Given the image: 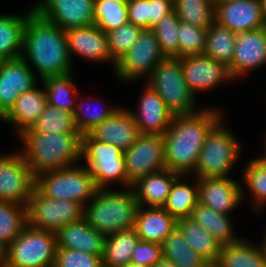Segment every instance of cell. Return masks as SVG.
Instances as JSON below:
<instances>
[{
    "mask_svg": "<svg viewBox=\"0 0 266 267\" xmlns=\"http://www.w3.org/2000/svg\"><path fill=\"white\" fill-rule=\"evenodd\" d=\"M217 108L203 107L192 114L174 115L164 134L166 169L183 177L195 169L210 131L223 120Z\"/></svg>",
    "mask_w": 266,
    "mask_h": 267,
    "instance_id": "obj_1",
    "label": "cell"
},
{
    "mask_svg": "<svg viewBox=\"0 0 266 267\" xmlns=\"http://www.w3.org/2000/svg\"><path fill=\"white\" fill-rule=\"evenodd\" d=\"M20 58L29 65L32 63L41 80L73 72L65 30L35 11L24 27Z\"/></svg>",
    "mask_w": 266,
    "mask_h": 267,
    "instance_id": "obj_2",
    "label": "cell"
},
{
    "mask_svg": "<svg viewBox=\"0 0 266 267\" xmlns=\"http://www.w3.org/2000/svg\"><path fill=\"white\" fill-rule=\"evenodd\" d=\"M81 133L37 132L32 127L18 136L20 152L34 176L77 164L81 159Z\"/></svg>",
    "mask_w": 266,
    "mask_h": 267,
    "instance_id": "obj_3",
    "label": "cell"
},
{
    "mask_svg": "<svg viewBox=\"0 0 266 267\" xmlns=\"http://www.w3.org/2000/svg\"><path fill=\"white\" fill-rule=\"evenodd\" d=\"M138 203L132 188L99 189L84 206V219L105 236L134 228Z\"/></svg>",
    "mask_w": 266,
    "mask_h": 267,
    "instance_id": "obj_4",
    "label": "cell"
},
{
    "mask_svg": "<svg viewBox=\"0 0 266 267\" xmlns=\"http://www.w3.org/2000/svg\"><path fill=\"white\" fill-rule=\"evenodd\" d=\"M35 188L46 197L72 200L83 207L99 190L87 167L79 163L38 174Z\"/></svg>",
    "mask_w": 266,
    "mask_h": 267,
    "instance_id": "obj_5",
    "label": "cell"
},
{
    "mask_svg": "<svg viewBox=\"0 0 266 267\" xmlns=\"http://www.w3.org/2000/svg\"><path fill=\"white\" fill-rule=\"evenodd\" d=\"M222 121L207 135L193 171L195 178L229 177L233 167L239 162L237 160L242 155V145Z\"/></svg>",
    "mask_w": 266,
    "mask_h": 267,
    "instance_id": "obj_6",
    "label": "cell"
},
{
    "mask_svg": "<svg viewBox=\"0 0 266 267\" xmlns=\"http://www.w3.org/2000/svg\"><path fill=\"white\" fill-rule=\"evenodd\" d=\"M82 158L99 189H108L114 182L123 184L124 188L132 187L127 178L124 151L120 148L82 134Z\"/></svg>",
    "mask_w": 266,
    "mask_h": 267,
    "instance_id": "obj_7",
    "label": "cell"
},
{
    "mask_svg": "<svg viewBox=\"0 0 266 267\" xmlns=\"http://www.w3.org/2000/svg\"><path fill=\"white\" fill-rule=\"evenodd\" d=\"M146 83L159 94L174 115L192 114L201 110L196 109V96L184 80L178 58L166 57L154 68Z\"/></svg>",
    "mask_w": 266,
    "mask_h": 267,
    "instance_id": "obj_8",
    "label": "cell"
},
{
    "mask_svg": "<svg viewBox=\"0 0 266 267\" xmlns=\"http://www.w3.org/2000/svg\"><path fill=\"white\" fill-rule=\"evenodd\" d=\"M57 250L56 233L28 224L8 245L3 267H54Z\"/></svg>",
    "mask_w": 266,
    "mask_h": 267,
    "instance_id": "obj_9",
    "label": "cell"
},
{
    "mask_svg": "<svg viewBox=\"0 0 266 267\" xmlns=\"http://www.w3.org/2000/svg\"><path fill=\"white\" fill-rule=\"evenodd\" d=\"M84 218V207L72 200L52 199L36 188L27 204V224L41 230L57 232L67 224Z\"/></svg>",
    "mask_w": 266,
    "mask_h": 267,
    "instance_id": "obj_10",
    "label": "cell"
},
{
    "mask_svg": "<svg viewBox=\"0 0 266 267\" xmlns=\"http://www.w3.org/2000/svg\"><path fill=\"white\" fill-rule=\"evenodd\" d=\"M152 29H143L136 43L116 62L114 73L121 82L129 83L146 76L165 59Z\"/></svg>",
    "mask_w": 266,
    "mask_h": 267,
    "instance_id": "obj_11",
    "label": "cell"
},
{
    "mask_svg": "<svg viewBox=\"0 0 266 267\" xmlns=\"http://www.w3.org/2000/svg\"><path fill=\"white\" fill-rule=\"evenodd\" d=\"M35 188V176L18 150L0 154V201L27 205Z\"/></svg>",
    "mask_w": 266,
    "mask_h": 267,
    "instance_id": "obj_12",
    "label": "cell"
},
{
    "mask_svg": "<svg viewBox=\"0 0 266 267\" xmlns=\"http://www.w3.org/2000/svg\"><path fill=\"white\" fill-rule=\"evenodd\" d=\"M128 181L133 185L148 174L166 169L165 142L161 135L140 134L124 151Z\"/></svg>",
    "mask_w": 266,
    "mask_h": 267,
    "instance_id": "obj_13",
    "label": "cell"
},
{
    "mask_svg": "<svg viewBox=\"0 0 266 267\" xmlns=\"http://www.w3.org/2000/svg\"><path fill=\"white\" fill-rule=\"evenodd\" d=\"M35 12L62 30L94 24L95 0H38Z\"/></svg>",
    "mask_w": 266,
    "mask_h": 267,
    "instance_id": "obj_14",
    "label": "cell"
},
{
    "mask_svg": "<svg viewBox=\"0 0 266 267\" xmlns=\"http://www.w3.org/2000/svg\"><path fill=\"white\" fill-rule=\"evenodd\" d=\"M23 59L0 60V121L9 113L20 94L37 86V76Z\"/></svg>",
    "mask_w": 266,
    "mask_h": 267,
    "instance_id": "obj_15",
    "label": "cell"
},
{
    "mask_svg": "<svg viewBox=\"0 0 266 267\" xmlns=\"http://www.w3.org/2000/svg\"><path fill=\"white\" fill-rule=\"evenodd\" d=\"M178 59L181 61L184 80L195 96L198 92H209L223 82L234 80L228 67L204 54Z\"/></svg>",
    "mask_w": 266,
    "mask_h": 267,
    "instance_id": "obj_16",
    "label": "cell"
},
{
    "mask_svg": "<svg viewBox=\"0 0 266 267\" xmlns=\"http://www.w3.org/2000/svg\"><path fill=\"white\" fill-rule=\"evenodd\" d=\"M215 22L232 32L264 28L260 0H227L215 5Z\"/></svg>",
    "mask_w": 266,
    "mask_h": 267,
    "instance_id": "obj_17",
    "label": "cell"
},
{
    "mask_svg": "<svg viewBox=\"0 0 266 267\" xmlns=\"http://www.w3.org/2000/svg\"><path fill=\"white\" fill-rule=\"evenodd\" d=\"M199 202L221 214L230 215L243 202L242 182L229 177L197 178Z\"/></svg>",
    "mask_w": 266,
    "mask_h": 267,
    "instance_id": "obj_18",
    "label": "cell"
},
{
    "mask_svg": "<svg viewBox=\"0 0 266 267\" xmlns=\"http://www.w3.org/2000/svg\"><path fill=\"white\" fill-rule=\"evenodd\" d=\"M138 103V111L130 110V112L140 134L164 136L174 114L167 108L159 94L146 84Z\"/></svg>",
    "mask_w": 266,
    "mask_h": 267,
    "instance_id": "obj_19",
    "label": "cell"
},
{
    "mask_svg": "<svg viewBox=\"0 0 266 267\" xmlns=\"http://www.w3.org/2000/svg\"><path fill=\"white\" fill-rule=\"evenodd\" d=\"M68 51L73 62L74 54L88 61L111 62L113 70L115 63L111 60L108 49L107 34L99 29L95 24L70 28L65 30Z\"/></svg>",
    "mask_w": 266,
    "mask_h": 267,
    "instance_id": "obj_20",
    "label": "cell"
},
{
    "mask_svg": "<svg viewBox=\"0 0 266 267\" xmlns=\"http://www.w3.org/2000/svg\"><path fill=\"white\" fill-rule=\"evenodd\" d=\"M266 64V31L264 28L237 33L232 60V78L236 80ZM236 78V79H235Z\"/></svg>",
    "mask_w": 266,
    "mask_h": 267,
    "instance_id": "obj_21",
    "label": "cell"
},
{
    "mask_svg": "<svg viewBox=\"0 0 266 267\" xmlns=\"http://www.w3.org/2000/svg\"><path fill=\"white\" fill-rule=\"evenodd\" d=\"M92 139L112 144L125 151L140 135L130 109L120 107L111 117L87 133Z\"/></svg>",
    "mask_w": 266,
    "mask_h": 267,
    "instance_id": "obj_22",
    "label": "cell"
},
{
    "mask_svg": "<svg viewBox=\"0 0 266 267\" xmlns=\"http://www.w3.org/2000/svg\"><path fill=\"white\" fill-rule=\"evenodd\" d=\"M106 236L97 232L83 218L70 223L56 232L57 247L83 251L92 255L103 256Z\"/></svg>",
    "mask_w": 266,
    "mask_h": 267,
    "instance_id": "obj_23",
    "label": "cell"
},
{
    "mask_svg": "<svg viewBox=\"0 0 266 267\" xmlns=\"http://www.w3.org/2000/svg\"><path fill=\"white\" fill-rule=\"evenodd\" d=\"M180 174L169 169L148 174L132 185L139 207H163L174 181Z\"/></svg>",
    "mask_w": 266,
    "mask_h": 267,
    "instance_id": "obj_24",
    "label": "cell"
},
{
    "mask_svg": "<svg viewBox=\"0 0 266 267\" xmlns=\"http://www.w3.org/2000/svg\"><path fill=\"white\" fill-rule=\"evenodd\" d=\"M47 104L45 90L39 89L37 85L20 94L13 108L1 121L13 126L19 136L37 122Z\"/></svg>",
    "mask_w": 266,
    "mask_h": 267,
    "instance_id": "obj_25",
    "label": "cell"
},
{
    "mask_svg": "<svg viewBox=\"0 0 266 267\" xmlns=\"http://www.w3.org/2000/svg\"><path fill=\"white\" fill-rule=\"evenodd\" d=\"M176 221L162 207H138L134 229L140 240L162 244L176 228Z\"/></svg>",
    "mask_w": 266,
    "mask_h": 267,
    "instance_id": "obj_26",
    "label": "cell"
},
{
    "mask_svg": "<svg viewBox=\"0 0 266 267\" xmlns=\"http://www.w3.org/2000/svg\"><path fill=\"white\" fill-rule=\"evenodd\" d=\"M217 267H266V249L263 244L254 245L247 239L224 245L221 248Z\"/></svg>",
    "mask_w": 266,
    "mask_h": 267,
    "instance_id": "obj_27",
    "label": "cell"
},
{
    "mask_svg": "<svg viewBox=\"0 0 266 267\" xmlns=\"http://www.w3.org/2000/svg\"><path fill=\"white\" fill-rule=\"evenodd\" d=\"M34 11L31 6L24 15L0 14V60L20 58L24 27Z\"/></svg>",
    "mask_w": 266,
    "mask_h": 267,
    "instance_id": "obj_28",
    "label": "cell"
},
{
    "mask_svg": "<svg viewBox=\"0 0 266 267\" xmlns=\"http://www.w3.org/2000/svg\"><path fill=\"white\" fill-rule=\"evenodd\" d=\"M190 218L204 227L221 246L229 245L241 239L236 236V232L233 230L234 224L230 215L218 213L200 202L192 210Z\"/></svg>",
    "mask_w": 266,
    "mask_h": 267,
    "instance_id": "obj_29",
    "label": "cell"
},
{
    "mask_svg": "<svg viewBox=\"0 0 266 267\" xmlns=\"http://www.w3.org/2000/svg\"><path fill=\"white\" fill-rule=\"evenodd\" d=\"M176 227L197 254L201 255L210 264L217 263L222 246L204 227L191 218L178 219Z\"/></svg>",
    "mask_w": 266,
    "mask_h": 267,
    "instance_id": "obj_30",
    "label": "cell"
},
{
    "mask_svg": "<svg viewBox=\"0 0 266 267\" xmlns=\"http://www.w3.org/2000/svg\"><path fill=\"white\" fill-rule=\"evenodd\" d=\"M139 240L134 228L106 236L102 256L103 267H123L129 264Z\"/></svg>",
    "mask_w": 266,
    "mask_h": 267,
    "instance_id": "obj_31",
    "label": "cell"
},
{
    "mask_svg": "<svg viewBox=\"0 0 266 267\" xmlns=\"http://www.w3.org/2000/svg\"><path fill=\"white\" fill-rule=\"evenodd\" d=\"M237 33L214 22L206 34L204 55L223 63L232 77V60L236 47Z\"/></svg>",
    "mask_w": 266,
    "mask_h": 267,
    "instance_id": "obj_32",
    "label": "cell"
},
{
    "mask_svg": "<svg viewBox=\"0 0 266 267\" xmlns=\"http://www.w3.org/2000/svg\"><path fill=\"white\" fill-rule=\"evenodd\" d=\"M73 72L62 76H50L43 79L47 103L73 113L78 101V90L75 85Z\"/></svg>",
    "mask_w": 266,
    "mask_h": 267,
    "instance_id": "obj_33",
    "label": "cell"
},
{
    "mask_svg": "<svg viewBox=\"0 0 266 267\" xmlns=\"http://www.w3.org/2000/svg\"><path fill=\"white\" fill-rule=\"evenodd\" d=\"M180 175L173 183L163 209L176 220L190 218L192 210L199 203V185L196 180L193 185L182 182Z\"/></svg>",
    "mask_w": 266,
    "mask_h": 267,
    "instance_id": "obj_34",
    "label": "cell"
},
{
    "mask_svg": "<svg viewBox=\"0 0 266 267\" xmlns=\"http://www.w3.org/2000/svg\"><path fill=\"white\" fill-rule=\"evenodd\" d=\"M163 257L177 267H208L210 263L197 254L176 227L162 242Z\"/></svg>",
    "mask_w": 266,
    "mask_h": 267,
    "instance_id": "obj_35",
    "label": "cell"
},
{
    "mask_svg": "<svg viewBox=\"0 0 266 267\" xmlns=\"http://www.w3.org/2000/svg\"><path fill=\"white\" fill-rule=\"evenodd\" d=\"M129 22L127 2L121 0H95L94 24L108 33Z\"/></svg>",
    "mask_w": 266,
    "mask_h": 267,
    "instance_id": "obj_36",
    "label": "cell"
},
{
    "mask_svg": "<svg viewBox=\"0 0 266 267\" xmlns=\"http://www.w3.org/2000/svg\"><path fill=\"white\" fill-rule=\"evenodd\" d=\"M174 10L180 21L202 28H209L215 22L212 0H177Z\"/></svg>",
    "mask_w": 266,
    "mask_h": 267,
    "instance_id": "obj_37",
    "label": "cell"
},
{
    "mask_svg": "<svg viewBox=\"0 0 266 267\" xmlns=\"http://www.w3.org/2000/svg\"><path fill=\"white\" fill-rule=\"evenodd\" d=\"M27 225V205L0 201V239L8 245Z\"/></svg>",
    "mask_w": 266,
    "mask_h": 267,
    "instance_id": "obj_38",
    "label": "cell"
},
{
    "mask_svg": "<svg viewBox=\"0 0 266 267\" xmlns=\"http://www.w3.org/2000/svg\"><path fill=\"white\" fill-rule=\"evenodd\" d=\"M243 170V183L254 199L251 209L259 212L266 205V162L260 157L250 159Z\"/></svg>",
    "mask_w": 266,
    "mask_h": 267,
    "instance_id": "obj_39",
    "label": "cell"
},
{
    "mask_svg": "<svg viewBox=\"0 0 266 267\" xmlns=\"http://www.w3.org/2000/svg\"><path fill=\"white\" fill-rule=\"evenodd\" d=\"M32 128L37 132L80 133L75 126L71 112L49 104Z\"/></svg>",
    "mask_w": 266,
    "mask_h": 267,
    "instance_id": "obj_40",
    "label": "cell"
},
{
    "mask_svg": "<svg viewBox=\"0 0 266 267\" xmlns=\"http://www.w3.org/2000/svg\"><path fill=\"white\" fill-rule=\"evenodd\" d=\"M91 101H95L96 103H98V100L94 98H92ZM80 102L77 101L76 108L72 114L75 126L81 134H87L95 126L101 124L107 118L111 117L121 107L112 105H101L102 109L95 107V109H97L95 110L93 109L94 105L90 106L89 102L86 101L85 103L82 100ZM84 107H86L88 110Z\"/></svg>",
    "mask_w": 266,
    "mask_h": 267,
    "instance_id": "obj_41",
    "label": "cell"
},
{
    "mask_svg": "<svg viewBox=\"0 0 266 267\" xmlns=\"http://www.w3.org/2000/svg\"><path fill=\"white\" fill-rule=\"evenodd\" d=\"M179 17L175 10L164 16L152 30L165 57L178 58Z\"/></svg>",
    "mask_w": 266,
    "mask_h": 267,
    "instance_id": "obj_42",
    "label": "cell"
},
{
    "mask_svg": "<svg viewBox=\"0 0 266 267\" xmlns=\"http://www.w3.org/2000/svg\"><path fill=\"white\" fill-rule=\"evenodd\" d=\"M207 29L179 21L178 58L204 54Z\"/></svg>",
    "mask_w": 266,
    "mask_h": 267,
    "instance_id": "obj_43",
    "label": "cell"
},
{
    "mask_svg": "<svg viewBox=\"0 0 266 267\" xmlns=\"http://www.w3.org/2000/svg\"><path fill=\"white\" fill-rule=\"evenodd\" d=\"M143 29L131 22L123 24L119 28L107 34L108 49L113 63L116 62L136 43Z\"/></svg>",
    "mask_w": 266,
    "mask_h": 267,
    "instance_id": "obj_44",
    "label": "cell"
},
{
    "mask_svg": "<svg viewBox=\"0 0 266 267\" xmlns=\"http://www.w3.org/2000/svg\"><path fill=\"white\" fill-rule=\"evenodd\" d=\"M54 267H103L102 257L57 247Z\"/></svg>",
    "mask_w": 266,
    "mask_h": 267,
    "instance_id": "obj_45",
    "label": "cell"
},
{
    "mask_svg": "<svg viewBox=\"0 0 266 267\" xmlns=\"http://www.w3.org/2000/svg\"><path fill=\"white\" fill-rule=\"evenodd\" d=\"M162 258L161 244L139 240L132 252L130 262L153 267Z\"/></svg>",
    "mask_w": 266,
    "mask_h": 267,
    "instance_id": "obj_46",
    "label": "cell"
},
{
    "mask_svg": "<svg viewBox=\"0 0 266 267\" xmlns=\"http://www.w3.org/2000/svg\"><path fill=\"white\" fill-rule=\"evenodd\" d=\"M127 6L129 22L142 29H149V0H129Z\"/></svg>",
    "mask_w": 266,
    "mask_h": 267,
    "instance_id": "obj_47",
    "label": "cell"
},
{
    "mask_svg": "<svg viewBox=\"0 0 266 267\" xmlns=\"http://www.w3.org/2000/svg\"><path fill=\"white\" fill-rule=\"evenodd\" d=\"M174 10V5L164 0H149V29H152L167 14Z\"/></svg>",
    "mask_w": 266,
    "mask_h": 267,
    "instance_id": "obj_48",
    "label": "cell"
},
{
    "mask_svg": "<svg viewBox=\"0 0 266 267\" xmlns=\"http://www.w3.org/2000/svg\"><path fill=\"white\" fill-rule=\"evenodd\" d=\"M8 256V244L0 239V267H3L6 263Z\"/></svg>",
    "mask_w": 266,
    "mask_h": 267,
    "instance_id": "obj_49",
    "label": "cell"
},
{
    "mask_svg": "<svg viewBox=\"0 0 266 267\" xmlns=\"http://www.w3.org/2000/svg\"><path fill=\"white\" fill-rule=\"evenodd\" d=\"M153 267H177L172 261L163 257Z\"/></svg>",
    "mask_w": 266,
    "mask_h": 267,
    "instance_id": "obj_50",
    "label": "cell"
},
{
    "mask_svg": "<svg viewBox=\"0 0 266 267\" xmlns=\"http://www.w3.org/2000/svg\"><path fill=\"white\" fill-rule=\"evenodd\" d=\"M260 2H261L263 18H264V20L266 22V0H260Z\"/></svg>",
    "mask_w": 266,
    "mask_h": 267,
    "instance_id": "obj_51",
    "label": "cell"
},
{
    "mask_svg": "<svg viewBox=\"0 0 266 267\" xmlns=\"http://www.w3.org/2000/svg\"><path fill=\"white\" fill-rule=\"evenodd\" d=\"M123 267H147V266L130 262L129 264H127V265H125Z\"/></svg>",
    "mask_w": 266,
    "mask_h": 267,
    "instance_id": "obj_52",
    "label": "cell"
},
{
    "mask_svg": "<svg viewBox=\"0 0 266 267\" xmlns=\"http://www.w3.org/2000/svg\"><path fill=\"white\" fill-rule=\"evenodd\" d=\"M264 145H265V148H266V143H265ZM260 158H261L264 162H266V149H265V151H264V154L261 155Z\"/></svg>",
    "mask_w": 266,
    "mask_h": 267,
    "instance_id": "obj_53",
    "label": "cell"
},
{
    "mask_svg": "<svg viewBox=\"0 0 266 267\" xmlns=\"http://www.w3.org/2000/svg\"><path fill=\"white\" fill-rule=\"evenodd\" d=\"M224 1H227V0H212V2H213L214 5H217L220 2H224Z\"/></svg>",
    "mask_w": 266,
    "mask_h": 267,
    "instance_id": "obj_54",
    "label": "cell"
},
{
    "mask_svg": "<svg viewBox=\"0 0 266 267\" xmlns=\"http://www.w3.org/2000/svg\"><path fill=\"white\" fill-rule=\"evenodd\" d=\"M263 244L265 246V249H266V234H264V238H263Z\"/></svg>",
    "mask_w": 266,
    "mask_h": 267,
    "instance_id": "obj_55",
    "label": "cell"
},
{
    "mask_svg": "<svg viewBox=\"0 0 266 267\" xmlns=\"http://www.w3.org/2000/svg\"><path fill=\"white\" fill-rule=\"evenodd\" d=\"M164 1L170 2V3H172L174 5L177 0H164Z\"/></svg>",
    "mask_w": 266,
    "mask_h": 267,
    "instance_id": "obj_56",
    "label": "cell"
},
{
    "mask_svg": "<svg viewBox=\"0 0 266 267\" xmlns=\"http://www.w3.org/2000/svg\"><path fill=\"white\" fill-rule=\"evenodd\" d=\"M208 267H217L215 264H210Z\"/></svg>",
    "mask_w": 266,
    "mask_h": 267,
    "instance_id": "obj_57",
    "label": "cell"
}]
</instances>
